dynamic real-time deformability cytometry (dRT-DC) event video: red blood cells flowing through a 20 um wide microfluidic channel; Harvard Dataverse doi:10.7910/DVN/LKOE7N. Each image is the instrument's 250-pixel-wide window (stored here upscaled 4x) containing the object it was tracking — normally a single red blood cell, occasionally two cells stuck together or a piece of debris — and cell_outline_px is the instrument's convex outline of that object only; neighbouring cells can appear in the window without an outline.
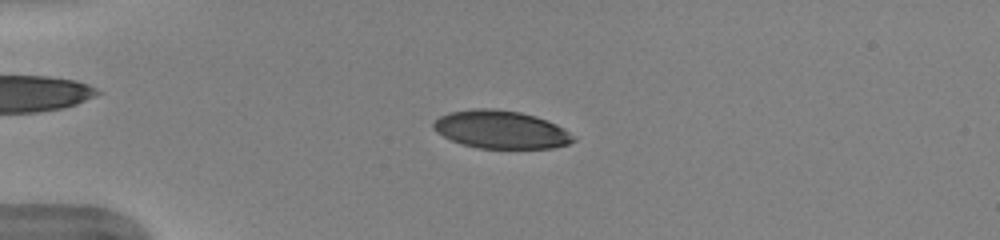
{"species": "human", "species_latin": "Homo sapiens", "temperature_condition": "warm", "stored_images_in_passage": 51, "camera_frame_rate_fps": 3000, "um_per_image_px": 0.085, "donor": {"sex": "female"}, "frame": {"image": 1, "passage_image": 13, "time_ms": 4.0, "image_size_px": [1000, 240], "cell_outline_px": [[576, 140], [568, 144], [552, 148], [476, 148], [460, 144], [436, 132], [432, 128], [432, 124], [440, 116], [448, 112], [472, 108], [496, 108], [520, 112], [536, 116], [548, 120], [564, 128]], "centroid_in_image_um": [42.55, 11.0], "position_along_channel_um": 42.4, "area_um2": 31.15}}
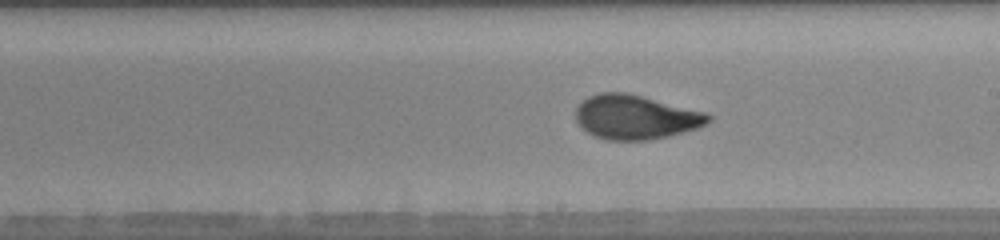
{"frame": {"image": 2, "passage_image": 30, "time_ms": 9.667, "image_size_px": [1000, 240], "cell_outline_px": [[712, 120], [708, 124], [696, 128], [668, 136], [648, 140], [608, 140], [592, 136], [576, 120], [576, 108], [588, 96], [600, 92], [628, 92], [704, 112], [712, 116]], "centroid_in_image_um": [54.02, 9.95], "position_along_channel_um": 235.0, "area_um2": 34.1}}
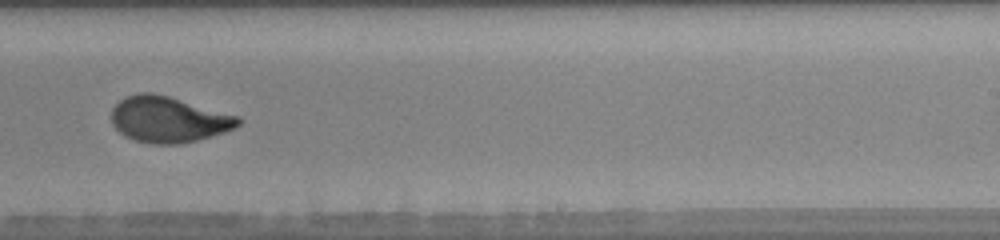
{"frame": {"image": 3, "passage_image": 33, "time_ms": 10.667, "image_size_px": [1000, 240], "cell_outline_px": [[244, 120], [236, 128], [212, 136], [180, 144], [152, 144], [136, 140], [124, 136], [112, 124], [112, 108], [120, 100], [128, 96], [140, 92], [152, 92], [168, 96], [240, 116]], "centroid_in_image_um": [14.35, 10.15], "position_along_channel_um": 274.6, "area_um2": 33.99}, "authors_computed_cell_mechanics": {"area_um2": 33.4084, "velocity_mm_per_s": 3.9988, "shape_relaxation_time_tau1_ms": 4.0938, "shape_relaxation_time_tau2_ms": null, "deformation_change_tau1": 0.1858, "deformation_change_tau2": null}}